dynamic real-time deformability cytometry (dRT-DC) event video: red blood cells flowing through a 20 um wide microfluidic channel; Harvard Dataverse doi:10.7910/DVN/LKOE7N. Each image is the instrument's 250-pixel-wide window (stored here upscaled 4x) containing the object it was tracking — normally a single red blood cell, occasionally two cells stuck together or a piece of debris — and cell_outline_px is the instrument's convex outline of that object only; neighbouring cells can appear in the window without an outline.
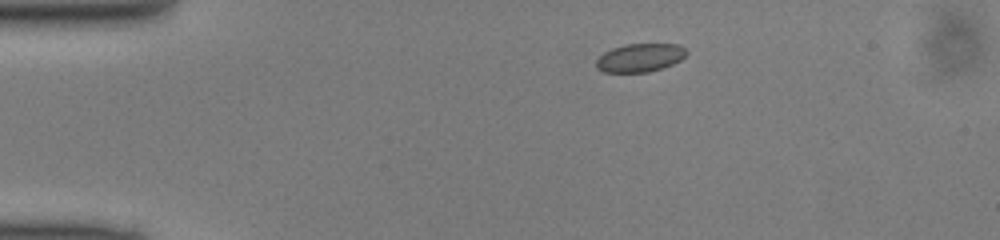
{"species": "common noctule bat (a hibernating species)", "species_latin": "Nyctalus noctula", "temperature_condition": "cold", "stored_images_in_passage": 41, "camera_frame_rate_fps": 3000, "um_per_image_px": 0.085, "animal": {"sex": "male", "body_mass_g": 13.0, "forearm_length_mm": 53.1}, "frame": {"image": 1, "passage_image": 1, "time_ms": 0.0, "image_size_px": [1000, 240], "cell_outline_px": [[688, 52], [680, 60], [672, 64], [648, 72], [604, 72], [596, 68], [596, 60], [604, 52], [612, 48], [624, 44], [680, 44]], "centroid_in_image_um": [54.38, 4.9], "position_along_channel_um": 30.6, "area_um2": 14.85}}
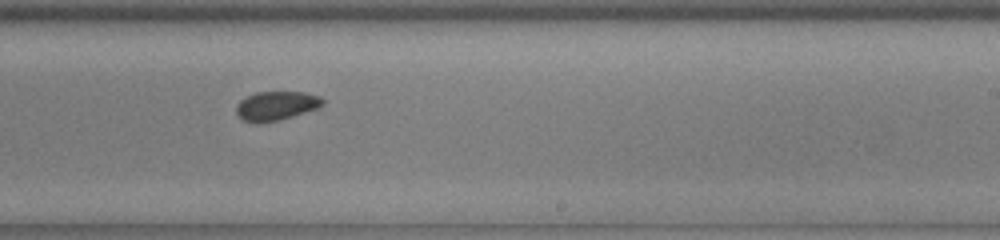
{"frame": {"image": 2, "passage_image": 22, "time_ms": 7.0, "image_size_px": [1000, 240], "cell_outline_px": [[324, 104], [316, 108], [280, 120], [240, 120], [236, 116], [236, 104], [240, 100], [256, 92], [304, 92], [320, 96], [324, 100]], "centroid_in_image_um": [23.47, 8.95], "position_along_channel_um": 265.5, "area_um2": 14.22}}
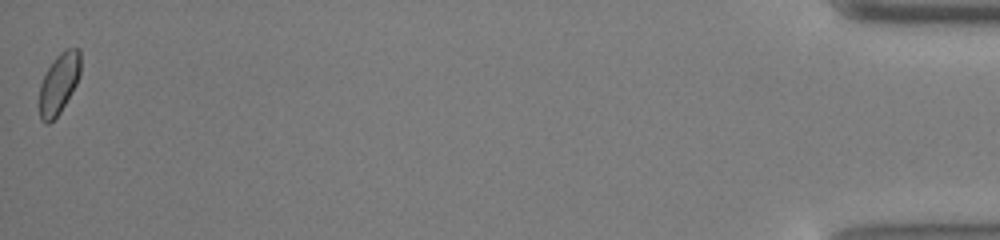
{"frame": {"image": 3, "passage_image": 41, "time_ms": 13.333, "image_size_px": [1000, 240], "cell_outline_px": [[80, 72], [76, 84], [60, 112], [48, 124], [44, 124], [40, 120], [40, 84], [48, 68], [56, 56], [64, 48], [80, 48]], "centroid_in_image_um": [5.01, 7.07], "position_along_channel_um": 430.2, "area_um2": 14.39}}